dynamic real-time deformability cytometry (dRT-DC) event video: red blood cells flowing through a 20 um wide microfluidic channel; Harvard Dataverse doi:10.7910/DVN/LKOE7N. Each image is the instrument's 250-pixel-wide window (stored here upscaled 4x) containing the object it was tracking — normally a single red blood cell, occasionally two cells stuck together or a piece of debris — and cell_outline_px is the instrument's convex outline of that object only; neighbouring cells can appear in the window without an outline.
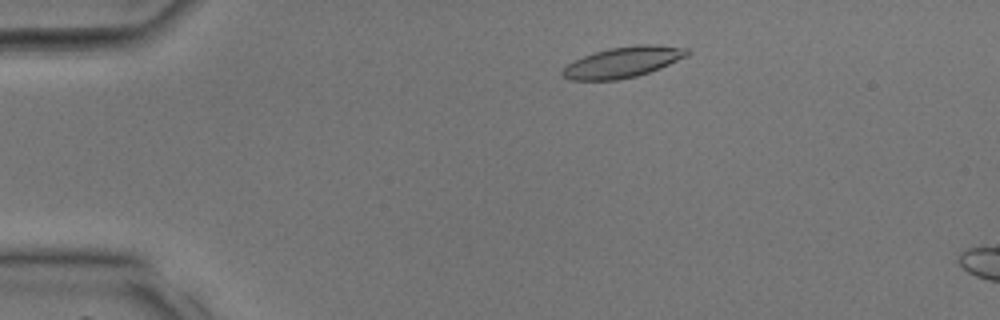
{"species": "common noctule bat (a hibernating species)", "species_latin": "Nyctalus noctula", "temperature_condition": "room temperature", "stored_images_in_passage": 7, "camera_frame_rate_fps": 3000, "um_per_image_px": 0.085, "animal": {"sex": "male", "body_mass_g": 17.9, "forearm_length_mm": 54.2}, "frame": {"image": 1, "passage_image": 3, "time_ms": 0.667, "image_size_px": [1000, 320], "cell_outline_px": [[692, 52], [688, 56], [660, 68], [636, 76], [616, 80], [568, 80], [560, 76], [560, 72], [568, 64], [584, 56], [608, 48], [640, 44], [652, 44], [688, 48]], "centroid_in_image_um": [52.96, 5.28], "position_along_channel_um": 32.0, "area_um2": 22.37}}